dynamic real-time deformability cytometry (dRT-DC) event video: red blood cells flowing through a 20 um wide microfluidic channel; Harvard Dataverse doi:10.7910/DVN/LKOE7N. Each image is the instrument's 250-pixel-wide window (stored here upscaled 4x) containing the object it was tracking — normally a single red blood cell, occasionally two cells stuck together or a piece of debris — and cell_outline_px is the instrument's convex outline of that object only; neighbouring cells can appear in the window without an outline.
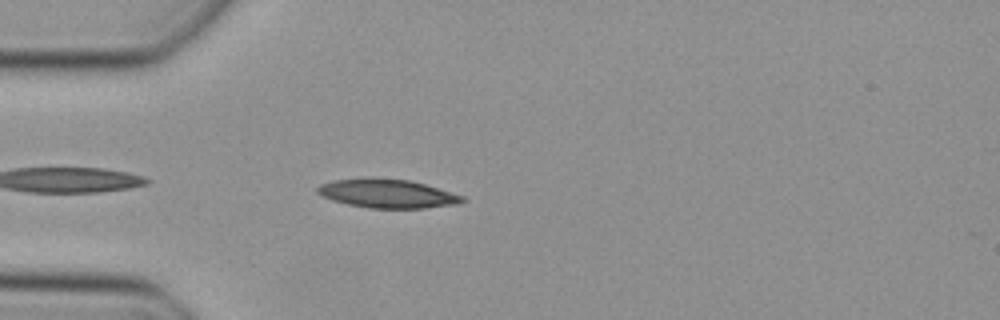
{"species": "Egyptian fruit bat (a non-hibernating species)", "species_latin": "Rousettus aegyptiacus", "temperature_condition": "cold", "stored_images_in_passage": 31, "camera_frame_rate_fps": 3000, "um_per_image_px": 0.085, "animal": {"sex": "female"}, "frame": {"image": 1, "passage_image": 3, "time_ms": 0.667, "image_size_px": [1000, 320], "cell_outline_px": [[464, 200], [460, 204], [424, 208], [368, 208], [348, 204], [332, 200], [316, 192], [316, 188], [320, 184], [336, 180], [408, 180], [424, 184], [464, 196]], "centroid_in_image_um": [32.96, 16.5], "position_along_channel_um": 52.0, "area_um2": 23.35}}
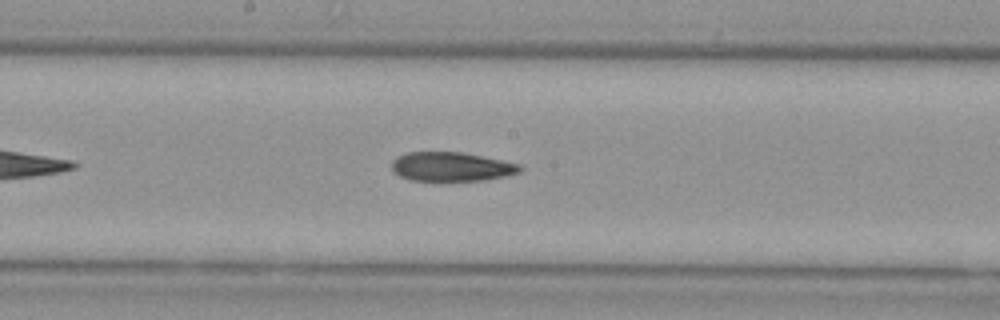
{"frame": {"image": 2, "passage_image": 15, "time_ms": 4.667, "image_size_px": [1000, 320], "cell_outline_px": [[524, 168], [520, 172], [504, 176], [484, 180], [440, 184], [408, 180], [392, 172], [392, 160], [396, 156], [408, 152], [460, 152], [520, 164]], "centroid_in_image_um": [38.3, 14.22], "position_along_channel_um": 209.9, "area_um2": 22.72}}
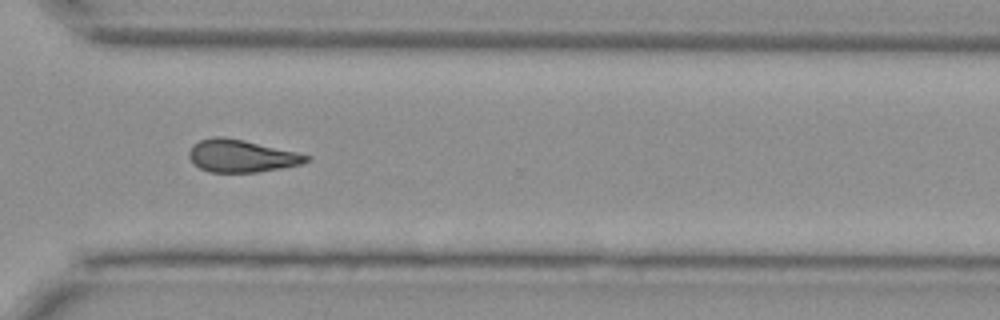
{"frame": {"image": 3, "passage_image": 25, "time_ms": 8.0, "image_size_px": [1000, 320], "cell_outline_px": [[312, 160], [300, 164], [280, 168], [256, 172], [208, 172], [200, 168], [188, 156], [188, 152], [192, 144], [200, 140], [212, 136], [220, 136], [244, 140], [296, 152], [308, 156]], "centroid_in_image_um": [20.48, 13.25], "position_along_channel_um": 350.1, "area_um2": 22.02}}